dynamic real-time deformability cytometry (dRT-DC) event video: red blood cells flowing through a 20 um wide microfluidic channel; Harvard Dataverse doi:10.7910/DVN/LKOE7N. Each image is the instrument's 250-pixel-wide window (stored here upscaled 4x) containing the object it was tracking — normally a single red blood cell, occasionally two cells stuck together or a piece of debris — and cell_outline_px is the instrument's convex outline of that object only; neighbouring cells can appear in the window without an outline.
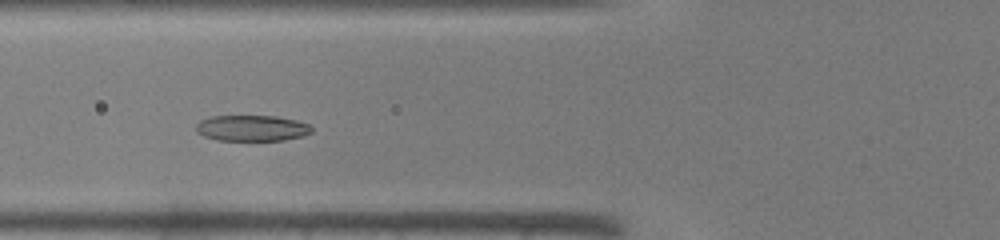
{"species": "common noctule bat (a hibernating species)", "species_latin": "Nyctalus noctula", "temperature_condition": "warm", "stored_images_in_passage": 30, "camera_frame_rate_fps": 3000, "um_per_image_px": 0.085, "animal": {"sex": "male", "body_mass_g": 19.0, "forearm_length_mm": 50.8}, "frame": {"image": 1, "passage_image": 3, "time_ms": 0.667, "image_size_px": [1000, 240], "cell_outline_px": [[312, 132], [304, 136], [284, 140], [216, 140], [204, 136], [196, 132], [196, 124], [200, 120], [208, 116], [276, 116], [296, 120], [308, 124], [312, 128]], "centroid_in_image_um": [21.39, 10.89], "position_along_channel_um": 104.4, "area_um2": 17.57}}
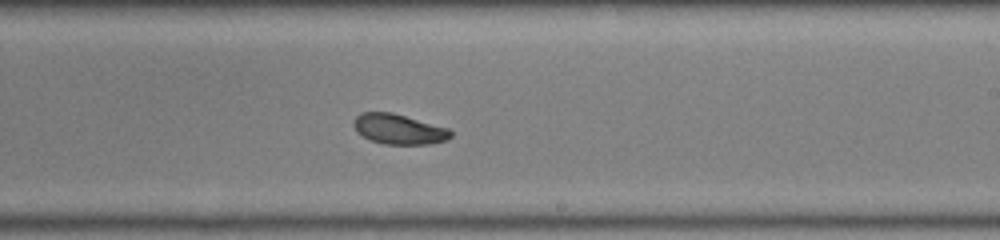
{"frame": {"image": 2, "passage_image": 13, "time_ms": 4.0, "image_size_px": [1000, 240], "cell_outline_px": [[452, 136], [448, 140], [432, 144], [384, 144], [368, 140], [356, 132], [352, 124], [352, 120], [360, 112], [392, 112], [448, 128], [452, 132]], "centroid_in_image_um": [33.86, 10.98], "position_along_channel_um": 255.1, "area_um2": 17.34}}
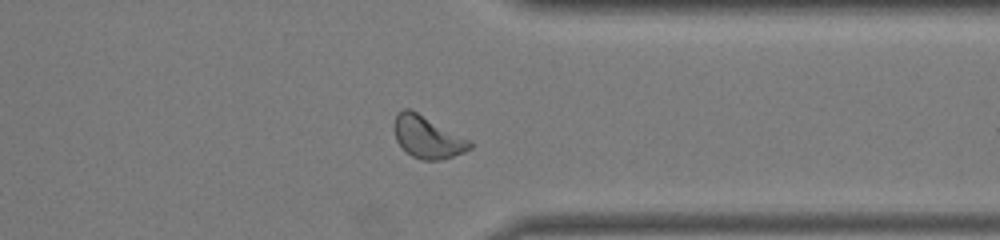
{"frame": {"image": 3, "passage_image": 21, "time_ms": 6.667, "image_size_px": [1000, 240], "cell_outline_px": [[472, 148], [464, 152], [440, 160], [424, 160], [412, 156], [404, 152], [396, 140], [392, 128], [392, 124], [396, 112], [404, 108], [408, 108], [416, 112], [468, 140], [472, 144]], "centroid_in_image_um": [36.24, 11.66], "position_along_channel_um": 375.2, "area_um2": 18.44}}